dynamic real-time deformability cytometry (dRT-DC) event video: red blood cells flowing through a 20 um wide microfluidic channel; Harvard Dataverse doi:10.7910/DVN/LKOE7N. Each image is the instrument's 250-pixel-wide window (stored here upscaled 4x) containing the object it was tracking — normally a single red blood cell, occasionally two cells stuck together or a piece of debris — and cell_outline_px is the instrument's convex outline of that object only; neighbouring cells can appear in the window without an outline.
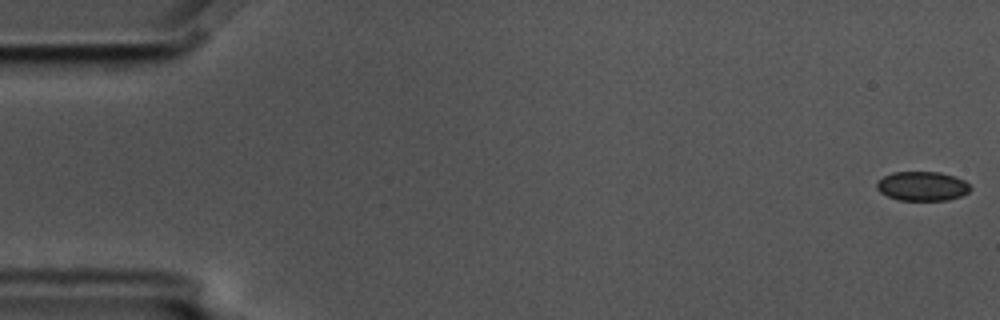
{"species": "common noctule bat (a hibernating species)", "species_latin": "Nyctalus noctula", "temperature_condition": "cold", "stored_images_in_passage": 5, "camera_frame_rate_fps": 3000, "um_per_image_px": 0.085, "animal": {"sex": "male", "body_mass_g": 17.5, "forearm_length_mm": 52.3}, "frame": {"image": 1, "passage_image": 1, "time_ms": 0.0, "image_size_px": [1000, 320], "cell_outline_px": [[972, 188], [968, 192], [960, 196], [948, 200], [900, 200], [888, 196], [880, 192], [876, 188], [876, 180], [892, 172], [940, 172], [956, 176], [964, 180]], "centroid_in_image_um": [78.38, 15.81], "position_along_channel_um": 6.6, "area_um2": 16.07}}